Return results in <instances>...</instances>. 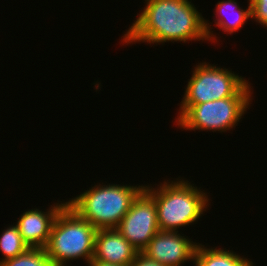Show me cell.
<instances>
[{"label":"cell","instance_id":"1","mask_svg":"<svg viewBox=\"0 0 267 266\" xmlns=\"http://www.w3.org/2000/svg\"><path fill=\"white\" fill-rule=\"evenodd\" d=\"M145 7L122 36L124 44L217 42L208 20L189 0H145ZM215 40V42H214Z\"/></svg>","mask_w":267,"mask_h":266},{"label":"cell","instance_id":"8","mask_svg":"<svg viewBox=\"0 0 267 266\" xmlns=\"http://www.w3.org/2000/svg\"><path fill=\"white\" fill-rule=\"evenodd\" d=\"M182 235L179 231H159L142 253L165 266H183L190 260L194 262L199 243Z\"/></svg>","mask_w":267,"mask_h":266},{"label":"cell","instance_id":"7","mask_svg":"<svg viewBox=\"0 0 267 266\" xmlns=\"http://www.w3.org/2000/svg\"><path fill=\"white\" fill-rule=\"evenodd\" d=\"M116 229L138 252L160 231L154 198L145 189L134 199Z\"/></svg>","mask_w":267,"mask_h":266},{"label":"cell","instance_id":"6","mask_svg":"<svg viewBox=\"0 0 267 266\" xmlns=\"http://www.w3.org/2000/svg\"><path fill=\"white\" fill-rule=\"evenodd\" d=\"M253 96H232L193 106H180L175 122L180 129L220 131L237 126L252 104Z\"/></svg>","mask_w":267,"mask_h":266},{"label":"cell","instance_id":"17","mask_svg":"<svg viewBox=\"0 0 267 266\" xmlns=\"http://www.w3.org/2000/svg\"><path fill=\"white\" fill-rule=\"evenodd\" d=\"M88 266H130V265H118V264H112V263H105V262L98 261V260H91Z\"/></svg>","mask_w":267,"mask_h":266},{"label":"cell","instance_id":"14","mask_svg":"<svg viewBox=\"0 0 267 266\" xmlns=\"http://www.w3.org/2000/svg\"><path fill=\"white\" fill-rule=\"evenodd\" d=\"M0 266H54L44 249L29 248L26 252L7 259Z\"/></svg>","mask_w":267,"mask_h":266},{"label":"cell","instance_id":"12","mask_svg":"<svg viewBox=\"0 0 267 266\" xmlns=\"http://www.w3.org/2000/svg\"><path fill=\"white\" fill-rule=\"evenodd\" d=\"M195 266H253L254 263L248 260L244 256H240L239 254L233 252V250H227L225 248L219 249L215 246L211 248H207V245L198 244L194 262Z\"/></svg>","mask_w":267,"mask_h":266},{"label":"cell","instance_id":"5","mask_svg":"<svg viewBox=\"0 0 267 266\" xmlns=\"http://www.w3.org/2000/svg\"><path fill=\"white\" fill-rule=\"evenodd\" d=\"M249 83L231 70L202 62L194 67L179 105L193 106L232 96H252Z\"/></svg>","mask_w":267,"mask_h":266},{"label":"cell","instance_id":"4","mask_svg":"<svg viewBox=\"0 0 267 266\" xmlns=\"http://www.w3.org/2000/svg\"><path fill=\"white\" fill-rule=\"evenodd\" d=\"M96 232L91 223L66 204L53 223L44 250L54 266H68L69 261L79 258L88 265L94 255Z\"/></svg>","mask_w":267,"mask_h":266},{"label":"cell","instance_id":"15","mask_svg":"<svg viewBox=\"0 0 267 266\" xmlns=\"http://www.w3.org/2000/svg\"><path fill=\"white\" fill-rule=\"evenodd\" d=\"M251 19L267 29V0H250Z\"/></svg>","mask_w":267,"mask_h":266},{"label":"cell","instance_id":"3","mask_svg":"<svg viewBox=\"0 0 267 266\" xmlns=\"http://www.w3.org/2000/svg\"><path fill=\"white\" fill-rule=\"evenodd\" d=\"M144 187L97 183L66 202L96 229L116 228Z\"/></svg>","mask_w":267,"mask_h":266},{"label":"cell","instance_id":"9","mask_svg":"<svg viewBox=\"0 0 267 266\" xmlns=\"http://www.w3.org/2000/svg\"><path fill=\"white\" fill-rule=\"evenodd\" d=\"M66 204L67 202L60 201L53 206L50 205L51 207L45 210L46 212L34 208L21 214L15 225L29 248H45L53 223Z\"/></svg>","mask_w":267,"mask_h":266},{"label":"cell","instance_id":"10","mask_svg":"<svg viewBox=\"0 0 267 266\" xmlns=\"http://www.w3.org/2000/svg\"><path fill=\"white\" fill-rule=\"evenodd\" d=\"M138 251L116 228L97 229L92 260L130 265Z\"/></svg>","mask_w":267,"mask_h":266},{"label":"cell","instance_id":"16","mask_svg":"<svg viewBox=\"0 0 267 266\" xmlns=\"http://www.w3.org/2000/svg\"><path fill=\"white\" fill-rule=\"evenodd\" d=\"M130 266H165L157 262L156 260L148 258L142 252H138L135 256L134 261L130 264Z\"/></svg>","mask_w":267,"mask_h":266},{"label":"cell","instance_id":"2","mask_svg":"<svg viewBox=\"0 0 267 266\" xmlns=\"http://www.w3.org/2000/svg\"><path fill=\"white\" fill-rule=\"evenodd\" d=\"M144 189L154 198L160 231H177L197 222L209 207L207 192L188 180H164Z\"/></svg>","mask_w":267,"mask_h":266},{"label":"cell","instance_id":"11","mask_svg":"<svg viewBox=\"0 0 267 266\" xmlns=\"http://www.w3.org/2000/svg\"><path fill=\"white\" fill-rule=\"evenodd\" d=\"M248 7L243 9L237 3V0H221L218 1L215 10V25L218 26L222 31L227 32L228 34H232L233 32H237L244 26L247 22L246 20L251 19V3L250 0ZM232 13L231 19L230 15ZM225 17V15H228ZM217 18V19H216Z\"/></svg>","mask_w":267,"mask_h":266},{"label":"cell","instance_id":"13","mask_svg":"<svg viewBox=\"0 0 267 266\" xmlns=\"http://www.w3.org/2000/svg\"><path fill=\"white\" fill-rule=\"evenodd\" d=\"M29 249L28 245L24 242L18 227L16 225H10L7 229H4L0 235V252L3 258L0 259V263L14 258Z\"/></svg>","mask_w":267,"mask_h":266}]
</instances>
